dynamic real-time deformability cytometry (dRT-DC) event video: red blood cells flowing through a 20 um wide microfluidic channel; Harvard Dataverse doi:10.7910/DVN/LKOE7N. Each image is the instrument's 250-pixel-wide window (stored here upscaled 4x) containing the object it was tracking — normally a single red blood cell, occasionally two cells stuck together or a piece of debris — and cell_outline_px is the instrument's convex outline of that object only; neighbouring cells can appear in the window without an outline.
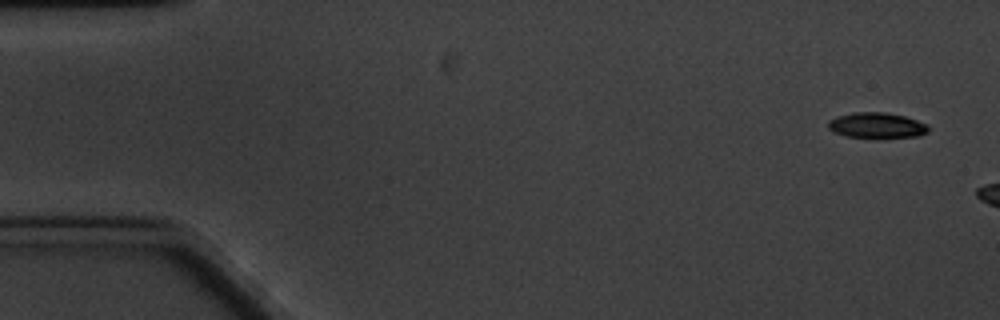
{"species": "common noctule bat (a hibernating species)", "species_latin": "Nyctalus noctula", "temperature_condition": "cold", "stored_images_in_passage": 3, "camera_frame_rate_fps": 3000, "um_per_image_px": 0.085, "animal": {"sex": "male", "body_mass_g": 20.1, "forearm_length_mm": 53.5}, "frame": {"image": 1, "passage_image": 1, "time_ms": 0.0, "image_size_px": [1000, 320], "cell_outline_px": [[928, 132], [920, 136], [848, 136], [832, 132], [828, 128], [828, 120], [852, 112], [884, 112], [904, 116], [928, 124]], "centroid_in_image_um": [74.51, 10.63], "position_along_channel_um": 10.5, "area_um2": 14.45}}